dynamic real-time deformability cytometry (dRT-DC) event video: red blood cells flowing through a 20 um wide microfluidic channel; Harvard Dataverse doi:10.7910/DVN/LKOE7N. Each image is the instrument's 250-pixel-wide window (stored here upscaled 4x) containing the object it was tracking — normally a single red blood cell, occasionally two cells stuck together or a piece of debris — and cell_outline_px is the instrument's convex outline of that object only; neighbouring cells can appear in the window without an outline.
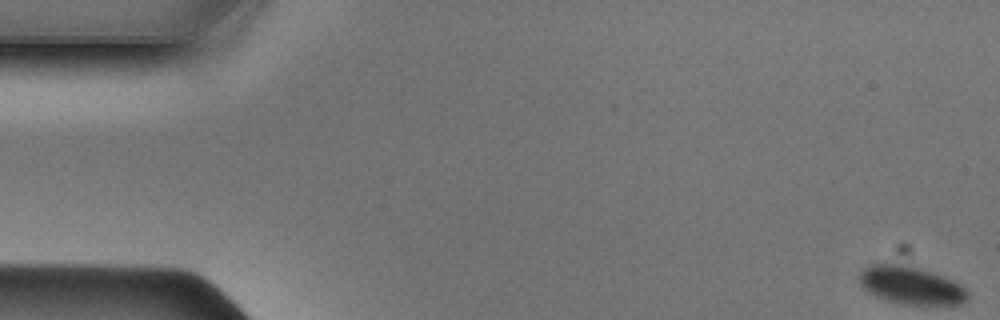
{"species": "Egyptian fruit bat (a non-hibernating species)", "species_latin": "Rousettus aegyptiacus", "temperature_condition": "cold", "stored_images_in_passage": 49, "camera_frame_rate_fps": 3000, "um_per_image_px": 0.085, "animal": {"sex": "male"}, "frame": {"image": 1, "passage_image": 1, "time_ms": 0.0, "image_size_px": [1000, 320], "cell_outline_px": [[968, 300], [960, 304], [900, 304], [876, 296], [868, 292], [860, 284], [860, 272], [864, 268], [872, 264], [900, 264], [920, 268], [944, 276], [960, 284], [968, 292]], "centroid_in_image_um": [77.44, 24.25], "position_along_channel_um": 7.6, "area_um2": 23.7}}
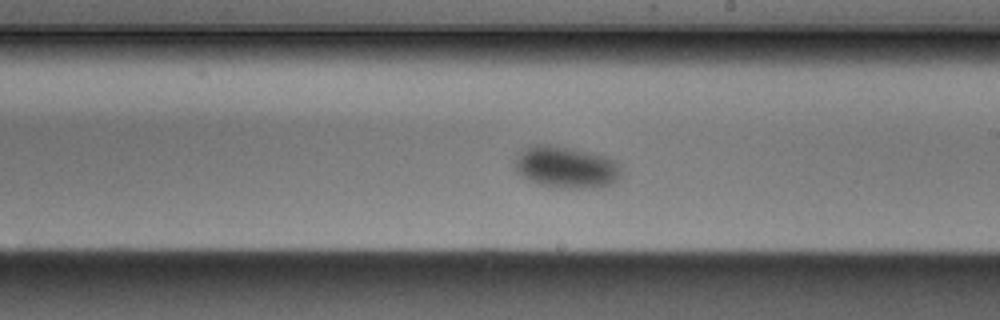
{"frame": {"image": 2, "passage_image": 28, "time_ms": 9.0, "image_size_px": [1000, 320], "cell_outline_px": [[620, 176], [612, 184], [600, 188], [564, 188], [540, 184], [516, 172], [512, 164], [512, 160], [516, 152], [528, 144], [552, 144], [592, 152], [616, 160], [620, 164]], "centroid_in_image_um": [48.07, 14.17], "position_along_channel_um": 240.9, "area_um2": 26.59}}
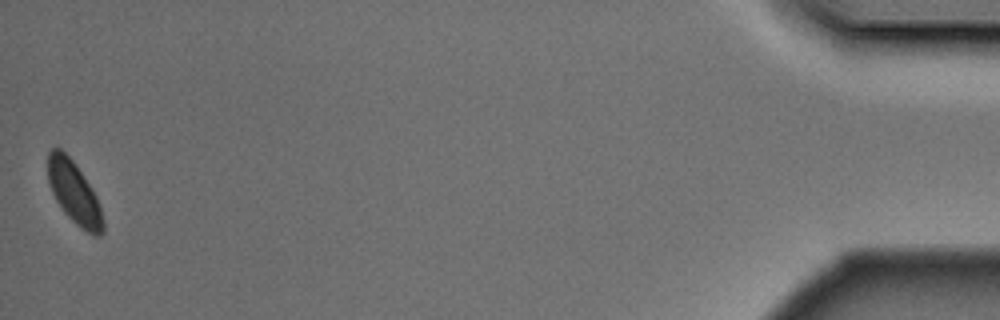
{"frame": {"image": 3, "passage_image": 49, "time_ms": 16.0, "image_size_px": [1000, 320], "cell_outline_px": [[104, 232], [100, 236], [96, 236], [80, 228], [64, 212], [56, 200], [52, 192], [48, 180], [48, 152], [52, 148], [60, 148], [76, 164], [96, 196], [104, 220]], "centroid_in_image_um": [6.3, 16.39], "position_along_channel_um": 428.9, "area_um2": 19.83}}